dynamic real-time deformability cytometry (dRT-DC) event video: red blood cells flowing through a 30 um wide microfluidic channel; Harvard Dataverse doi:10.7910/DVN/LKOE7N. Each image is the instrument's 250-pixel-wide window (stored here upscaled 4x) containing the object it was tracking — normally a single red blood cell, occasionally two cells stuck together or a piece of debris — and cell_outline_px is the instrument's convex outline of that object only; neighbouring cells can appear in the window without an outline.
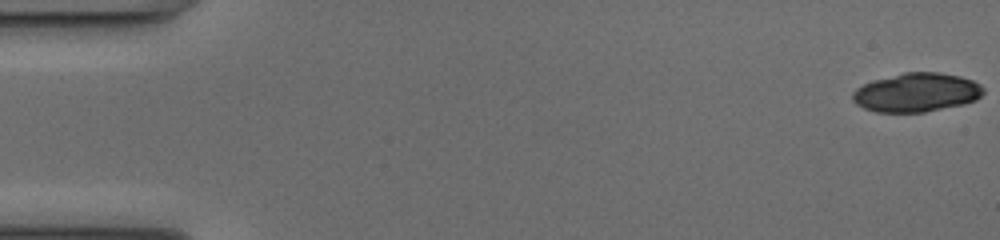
{"species": "common noctule bat (a hibernating species)", "species_latin": "Nyctalus noctula", "temperature_condition": "cold", "stored_images_in_passage": 18, "camera_frame_rate_fps": 3000, "um_per_image_px": 0.085, "animal": {"sex": "female", "body_mass_g": 17.0, "forearm_length_mm": 48.0}, "frame": {"image": 1, "passage_image": 1, "time_ms": 0.0, "image_size_px": [1000, 240], "cell_outline_px": [[980, 96], [972, 100], [956, 104], [920, 112], [884, 112], [868, 108], [860, 104], [852, 96], [864, 84], [908, 72], [932, 72], [956, 76], [968, 80], [976, 84], [980, 88]], "centroid_in_image_um": [77.88, 7.85], "position_along_channel_um": 7.1, "area_um2": 27.4}}
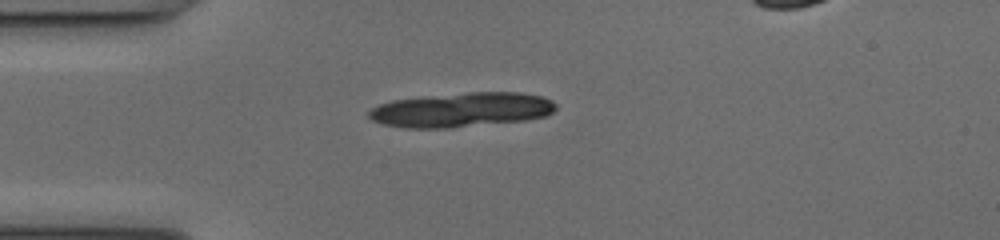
{"frame": {"image": 2, "passage_image": 14, "time_ms": 4.333, "image_size_px": [1000, 240], "cell_outline_px": [[556, 108], [552, 112], [540, 116], [516, 120], [460, 124], [392, 124], [376, 120], [372, 116], [372, 112], [376, 108], [384, 104], [400, 100], [484, 92], [508, 92], [536, 96], [548, 100]], "centroid_in_image_um": [39.42, 9.26], "position_along_channel_um": 45.6, "area_um2": 32.48}}